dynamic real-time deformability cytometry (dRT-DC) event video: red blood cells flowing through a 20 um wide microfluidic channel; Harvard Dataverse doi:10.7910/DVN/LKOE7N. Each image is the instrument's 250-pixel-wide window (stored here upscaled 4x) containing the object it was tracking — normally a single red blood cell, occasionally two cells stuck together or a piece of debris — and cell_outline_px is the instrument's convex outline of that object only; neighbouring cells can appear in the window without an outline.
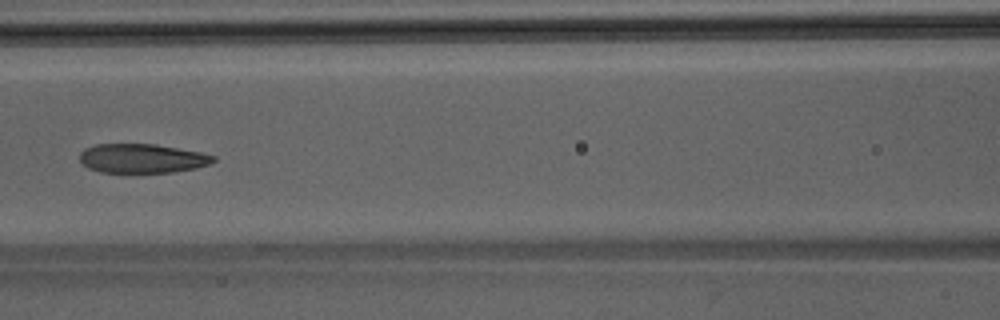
{"species": "Egyptian fruit bat (a non-hibernating species)", "species_latin": "Rousettus aegyptiacus", "temperature_condition": "room temperature", "stored_images_in_passage": 47, "camera_frame_rate_fps": 3000, "um_per_image_px": 0.085, "animal": {"sex": "male"}, "frame": {"image": 1, "passage_image": 21, "time_ms": 6.667, "image_size_px": [1000, 320], "cell_outline_px": [[216, 160], [212, 164], [196, 168], [172, 172], [100, 172], [88, 168], [80, 160], [80, 152], [84, 148], [96, 144], [156, 144], [200, 152], [216, 156]], "centroid_in_image_um": [12.1, 13.46], "position_along_channel_um": 154.5, "area_um2": 22.77}}
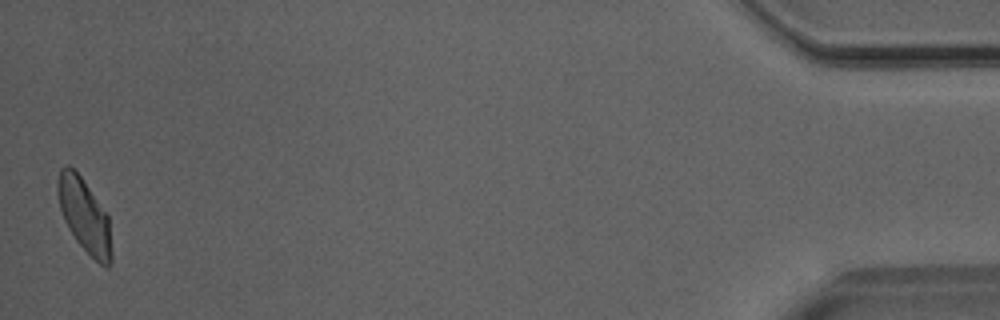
{"frame": {"image": 2, "passage_image": 47, "time_ms": 15.333, "image_size_px": [1000, 320], "cell_outline_px": [[112, 260], [108, 268], [104, 268], [76, 240], [64, 220], [60, 208], [56, 192], [56, 184], [60, 168], [64, 164], [68, 164], [80, 176], [108, 216], [112, 252]], "centroid_in_image_um": [7.16, 18.32], "position_along_channel_um": 428.0, "area_um2": 22.89}}